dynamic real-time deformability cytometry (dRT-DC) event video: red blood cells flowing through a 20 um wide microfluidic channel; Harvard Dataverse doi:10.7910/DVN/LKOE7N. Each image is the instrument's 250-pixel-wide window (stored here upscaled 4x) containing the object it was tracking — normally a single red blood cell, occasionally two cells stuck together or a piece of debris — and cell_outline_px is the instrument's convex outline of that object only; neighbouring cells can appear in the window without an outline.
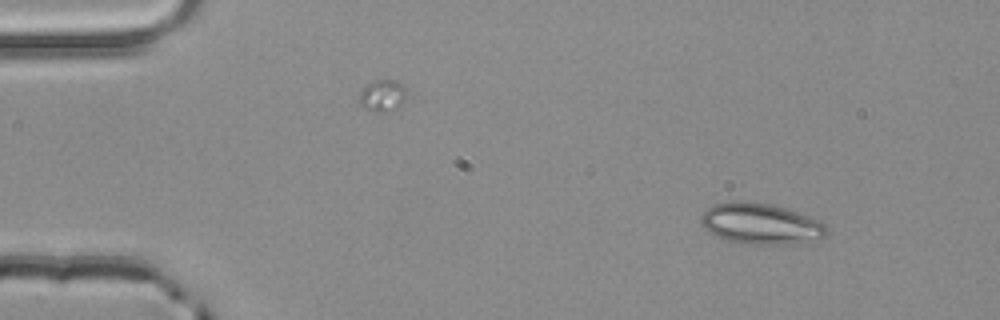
{"species": "common noctule bat (a hibernating species)", "species_latin": "Nyctalus noctula", "temperature_condition": "room temperature", "stored_images_in_passage": 3, "camera_frame_rate_fps": 3000, "um_per_image_px": 0.085, "animal": {"sex": "male", "body_mass_g": 20.4}, "frame": {"image": 1, "passage_image": 1, "time_ms": 0.0, "image_size_px": [1000, 320], "cell_outline_px": [[828, 232], [824, 236], [784, 244], [740, 244], [724, 240], [704, 228], [700, 220], [700, 216], [712, 204], [732, 200], [748, 200], [772, 204], [820, 220], [828, 228]], "centroid_in_image_um": [64.58, 18.99], "position_along_channel_um": 20.4, "area_um2": 29.94}}